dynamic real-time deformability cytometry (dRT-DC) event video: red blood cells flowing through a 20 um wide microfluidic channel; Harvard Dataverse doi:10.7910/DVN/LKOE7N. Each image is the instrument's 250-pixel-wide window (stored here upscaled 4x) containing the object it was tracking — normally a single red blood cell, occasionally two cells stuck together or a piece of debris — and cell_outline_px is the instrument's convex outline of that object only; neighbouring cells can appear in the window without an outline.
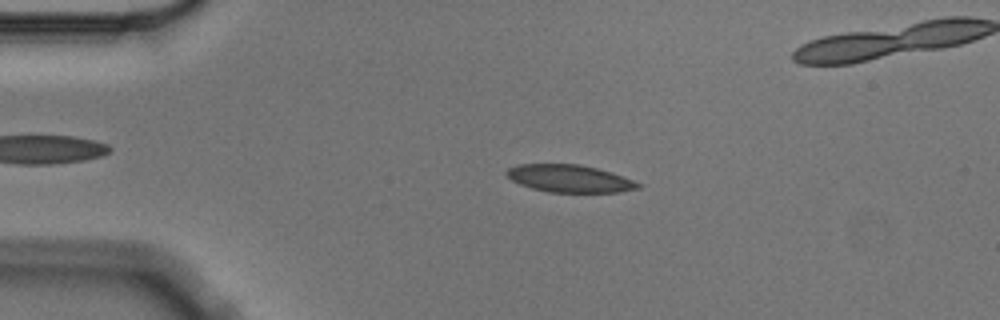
{"species": "Egyptian fruit bat (a non-hibernating species)", "species_latin": "Rousettus aegyptiacus", "temperature_condition": "cold", "stored_images_in_passage": 4, "camera_frame_rate_fps": 3000, "um_per_image_px": 0.085, "animal": {"sex": "male"}, "frame": {"image": 1, "passage_image": 2, "time_ms": 0.333, "image_size_px": [1000, 320], "cell_outline_px": [[644, 184], [640, 188], [620, 192], [548, 192], [532, 188], [520, 184], [512, 180], [504, 172], [508, 168], [520, 164], [580, 164], [612, 172]], "centroid_in_image_um": [48.45, 15.17], "position_along_channel_um": 36.6, "area_um2": 21.1}}